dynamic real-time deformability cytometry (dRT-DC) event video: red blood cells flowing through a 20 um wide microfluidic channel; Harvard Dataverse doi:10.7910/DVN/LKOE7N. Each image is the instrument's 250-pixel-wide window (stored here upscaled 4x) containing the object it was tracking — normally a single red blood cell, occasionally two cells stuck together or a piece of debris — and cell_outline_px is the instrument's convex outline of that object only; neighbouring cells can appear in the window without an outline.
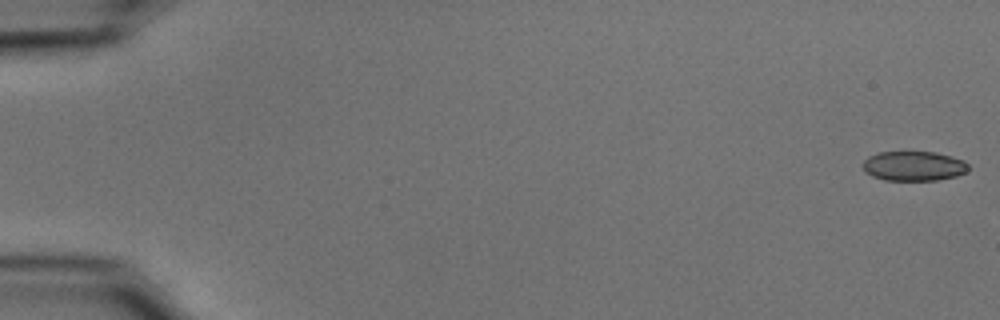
{"species": "common noctule bat (a hibernating species)", "species_latin": "Nyctalus noctula", "temperature_condition": "cold", "stored_images_in_passage": 54, "camera_frame_rate_fps": 3000, "um_per_image_px": 0.085, "animal": {"sex": "male", "body_mass_g": 15.6}, "frame": {"image": 1, "passage_image": 1, "time_ms": 0.0, "image_size_px": [1000, 320], "cell_outline_px": [[968, 172], [956, 176], [936, 180], [884, 180], [872, 176], [864, 172], [864, 160], [868, 156], [880, 152], [936, 152], [952, 156], [964, 160], [968, 164]], "centroid_in_image_um": [77.69, 14.11], "position_along_channel_um": 7.3, "area_um2": 18.32}}
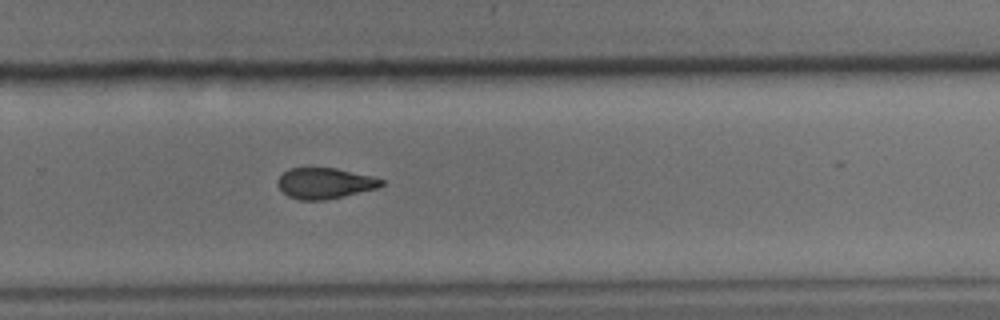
{"frame": {"image": 2, "passage_image": 37, "time_ms": 12.0, "image_size_px": [1000, 320], "cell_outline_px": [[384, 184], [376, 188], [344, 196], [324, 200], [300, 200], [288, 196], [276, 184], [276, 180], [288, 168], [336, 168], [372, 176], [384, 180]], "centroid_in_image_um": [27.59, 15.57], "position_along_channel_um": 302.2, "area_um2": 18.55}}
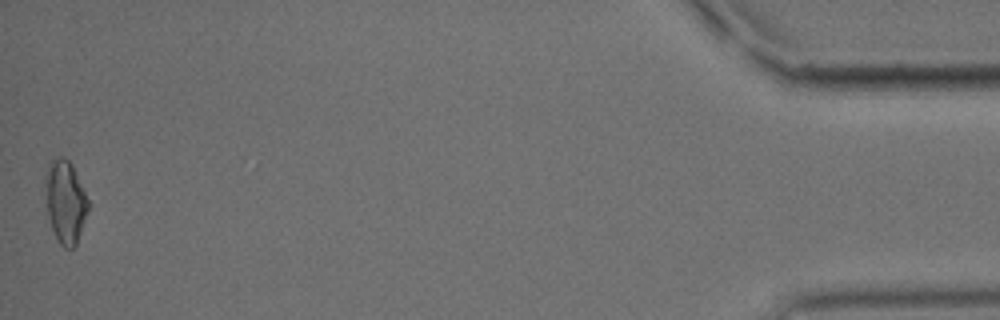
{"frame": {"image": 3, "passage_image": 54, "time_ms": 17.667, "image_size_px": [1000, 320], "cell_outline_px": [[88, 208], [76, 244], [72, 248], [64, 248], [60, 244], [52, 228], [48, 216], [44, 180], [44, 176], [48, 164], [52, 160], [60, 156], [64, 156], [72, 164], [88, 200]], "centroid_in_image_um": [5.52, 17.1], "position_along_channel_um": 429.7, "area_um2": 20.4}, "authors_computed_cell_mechanics": {"area_um2": 19.6231, "velocity_mm_per_s": 3.7527, "shape_relaxation_time_tau1_ms": 5.6851, "shape_relaxation_time_tau2_ms": 3.8535, "deformation_change_tau1": 0.1243, "deformation_change_tau2": 0.1008}}